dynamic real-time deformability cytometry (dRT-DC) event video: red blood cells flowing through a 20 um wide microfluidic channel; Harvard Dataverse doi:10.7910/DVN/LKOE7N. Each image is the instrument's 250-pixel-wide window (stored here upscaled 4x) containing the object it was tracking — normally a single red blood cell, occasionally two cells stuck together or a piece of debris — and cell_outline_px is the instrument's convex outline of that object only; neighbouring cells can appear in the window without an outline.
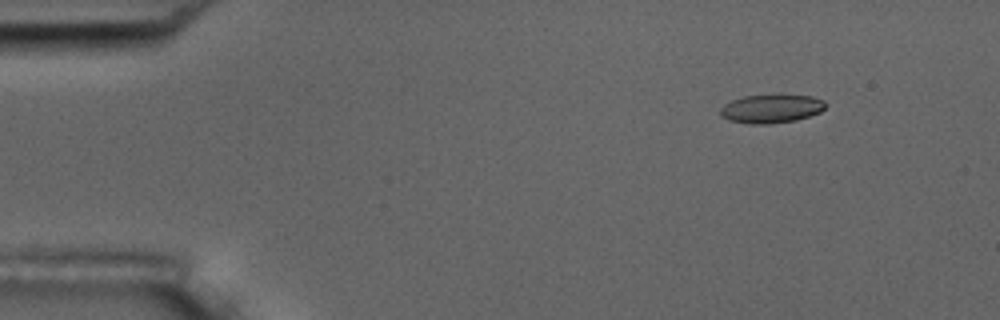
{"species": "common noctule bat (a hibernating species)", "species_latin": "Nyctalus noctula", "temperature_condition": "room temperature", "stored_images_in_passage": 5, "camera_frame_rate_fps": 3000, "um_per_image_px": 0.085, "animal": {"sex": "male", "body_mass_g": 17.5, "forearm_length_mm": 52.3}, "frame": {"image": 1, "passage_image": 1, "time_ms": 0.0, "image_size_px": [1000, 320], "cell_outline_px": [[824, 108], [820, 112], [796, 120], [768, 124], [748, 124], [728, 120], [720, 116], [720, 108], [724, 104], [732, 100], [744, 96], [780, 92], [812, 96], [824, 100]], "centroid_in_image_um": [65.54, 9.2], "position_along_channel_um": 19.5, "area_um2": 18.21}}
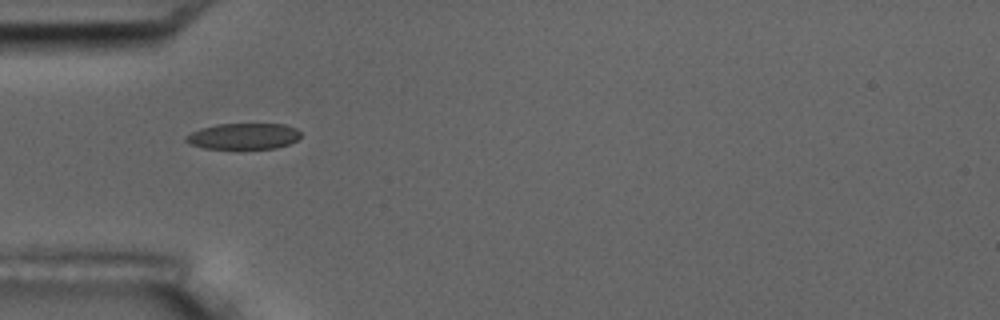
{"frame": {"image": 2, "passage_image": 4, "time_ms": 3.667, "image_size_px": [1000, 320], "cell_outline_px": [[300, 136], [296, 140], [288, 144], [276, 148], [204, 148], [188, 144], [184, 140], [184, 136], [200, 128], [216, 124], [284, 124], [296, 128], [300, 132]], "centroid_in_image_um": [20.66, 11.57], "position_along_channel_um": 64.3, "area_um2": 17.4}}